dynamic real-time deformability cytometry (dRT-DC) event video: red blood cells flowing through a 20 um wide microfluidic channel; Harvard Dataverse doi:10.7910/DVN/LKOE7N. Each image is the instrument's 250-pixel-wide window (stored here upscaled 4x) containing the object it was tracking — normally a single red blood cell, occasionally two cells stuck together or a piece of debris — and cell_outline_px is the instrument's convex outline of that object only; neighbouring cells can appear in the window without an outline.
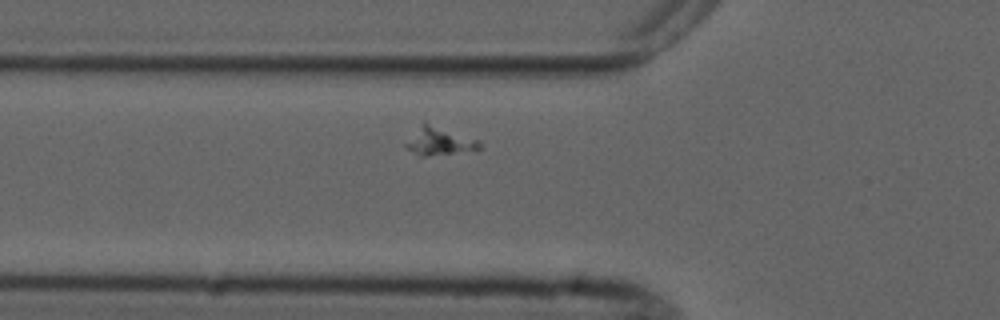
{"species": "common noctule bat (a hibernating species)", "species_latin": "Nyctalus noctula", "temperature_condition": "cold", "stored_images_in_passage": 3, "camera_frame_rate_fps": 3000, "um_per_image_px": 0.085, "animal": {"sex": "male", "forearm_length_mm": 52.5}, "frame": {"image": 1, "passage_image": 3, "time_ms": 3.333, "image_size_px": [1000, 320], "cell_outline_px": [[484, 148], [476, 152], [428, 156], [420, 156], [404, 148], [404, 144], [424, 120], [480, 140]], "centroid_in_image_um": [37.43, 12.02], "position_along_channel_um": 88.4, "area_um2": 12.83}}